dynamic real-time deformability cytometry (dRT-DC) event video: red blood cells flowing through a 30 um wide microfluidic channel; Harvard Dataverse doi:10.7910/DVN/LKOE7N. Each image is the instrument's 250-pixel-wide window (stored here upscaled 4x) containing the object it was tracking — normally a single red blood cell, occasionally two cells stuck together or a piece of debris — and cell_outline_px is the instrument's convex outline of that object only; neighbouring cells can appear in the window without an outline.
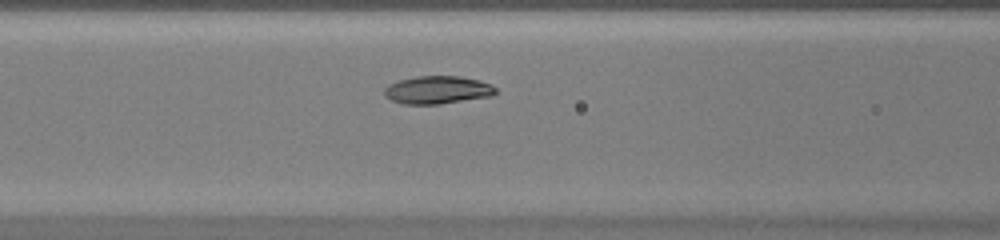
{"species": "common noctule bat (a hibernating species)", "species_latin": "Nyctalus noctula", "temperature_condition": "warm", "stored_images_in_passage": 37, "camera_frame_rate_fps": 3000, "um_per_image_px": 0.085, "animal": {"sex": "female", "body_mass_g": 20.0, "forearm_length_mm": 54.0}, "frame": {"image": 1, "passage_image": 10, "time_ms": 3.0, "image_size_px": [1000, 240], "cell_outline_px": [[496, 92], [492, 96], [440, 104], [404, 104], [392, 100], [384, 96], [384, 88], [388, 84], [400, 80], [416, 76], [460, 76], [480, 80], [496, 88]], "centroid_in_image_um": [37.17, 7.64], "position_along_channel_um": 129.4, "area_um2": 18.09}}
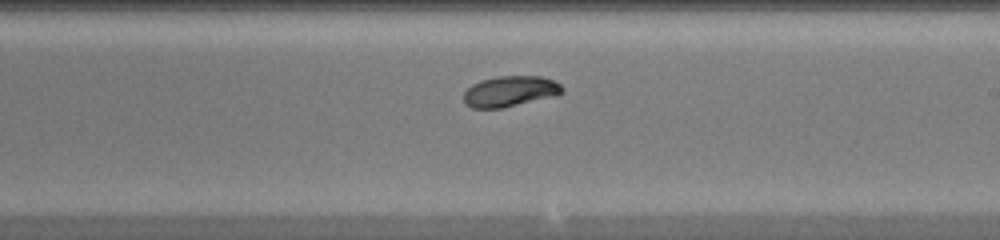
{"frame": {"image": 2, "passage_image": 18, "time_ms": 5.667, "image_size_px": [1000, 240], "cell_outline_px": [[564, 92], [560, 96], [500, 108], [472, 108], [464, 104], [464, 92], [472, 84], [480, 80], [496, 76], [540, 76], [552, 80], [560, 84], [564, 88]], "centroid_in_image_um": [43.39, 7.76], "position_along_channel_um": 245.6, "area_um2": 17.92}}
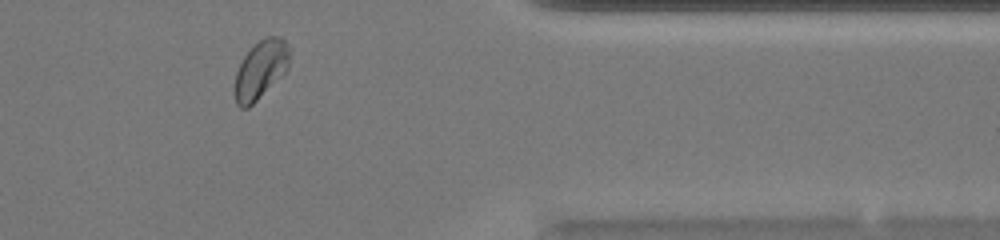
{"frame": {"image": 3, "passage_image": 29, "time_ms": 9.333, "image_size_px": [1000, 240], "cell_outline_px": [[292, 48], [288, 68], [248, 108], [240, 108], [236, 104], [236, 72], [244, 56], [264, 36], [280, 36]], "centroid_in_image_um": [22.2, 5.87], "position_along_channel_um": 389.2, "area_um2": 18.26}}